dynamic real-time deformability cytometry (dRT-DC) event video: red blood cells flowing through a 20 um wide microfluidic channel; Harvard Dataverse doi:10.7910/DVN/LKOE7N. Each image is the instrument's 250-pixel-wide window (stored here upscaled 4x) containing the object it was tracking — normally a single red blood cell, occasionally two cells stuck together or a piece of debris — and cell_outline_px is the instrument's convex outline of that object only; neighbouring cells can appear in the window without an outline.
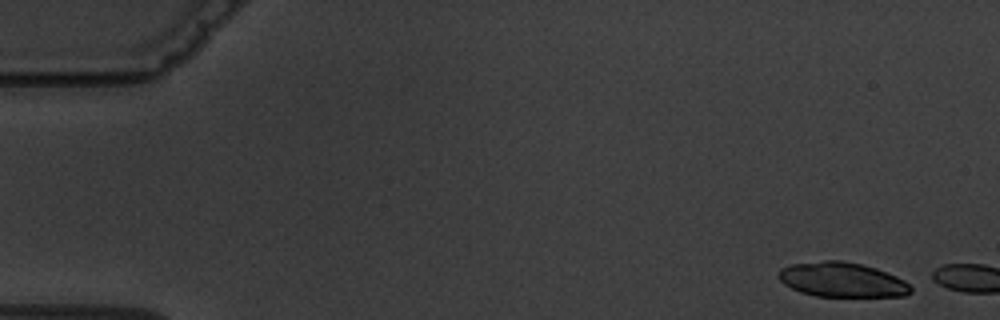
{"species": "common noctule bat (a hibernating species)", "species_latin": "Nyctalus noctula", "temperature_condition": "warm", "stored_images_in_passage": 6, "camera_frame_rate_fps": 3000, "um_per_image_px": 0.085, "animal": {"sex": "male", "body_mass_g": 19.5, "forearm_length_mm": 54.6}, "frame": {"image": 1, "passage_image": 1, "time_ms": 0.0, "image_size_px": [1000, 320], "cell_outline_px": [[912, 292], [904, 296], [816, 296], [800, 292], [784, 284], [780, 280], [780, 268], [792, 264], [824, 260], [840, 260], [860, 264], [876, 268], [896, 276], [904, 280], [912, 288]], "centroid_in_image_um": [71.59, 23.78], "position_along_channel_um": 13.4, "area_um2": 26.53}}
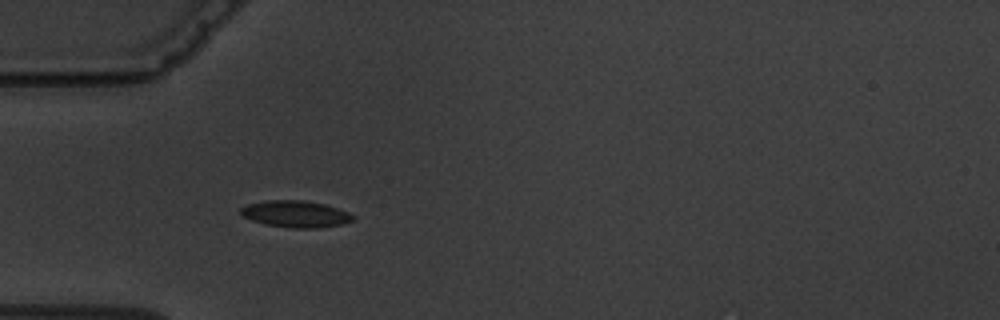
{"frame": {"image": 2, "passage_image": 5, "time_ms": 6.667, "image_size_px": [1000, 320], "cell_outline_px": [[356, 216], [352, 220], [340, 224], [316, 228], [292, 228], [264, 224], [240, 216], [240, 208], [248, 204], [264, 200], [304, 200], [324, 204], [348, 212]], "centroid_in_image_um": [25.07, 18.18], "position_along_channel_um": 59.9, "area_um2": 17.46}}
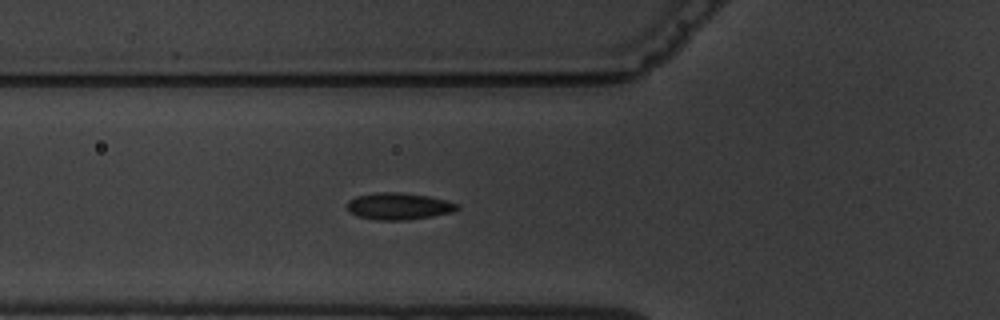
{"frame": {"image": 3, "passage_image": 6, "time_ms": 7.667, "image_size_px": [1000, 320], "cell_outline_px": [[460, 208], [452, 212], [432, 216], [408, 220], [376, 220], [356, 216], [348, 212], [348, 200], [356, 196], [376, 192], [400, 192], [428, 196], [460, 204]], "centroid_in_image_um": [33.87, 17.53], "position_along_channel_um": 91.9, "area_um2": 17.34}}